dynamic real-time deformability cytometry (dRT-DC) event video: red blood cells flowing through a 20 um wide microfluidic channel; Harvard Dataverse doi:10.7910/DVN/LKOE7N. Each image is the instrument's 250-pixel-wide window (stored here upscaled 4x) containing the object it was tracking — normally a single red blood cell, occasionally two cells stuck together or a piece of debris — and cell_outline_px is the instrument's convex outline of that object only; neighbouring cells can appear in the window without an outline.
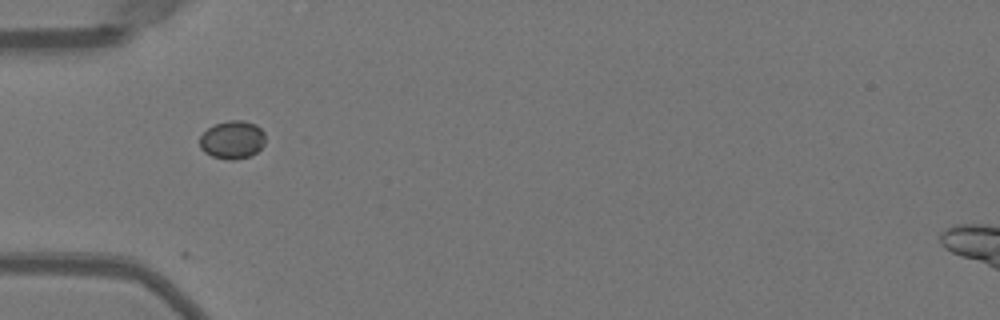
{"species": "Egyptian fruit bat (a non-hibernating species)", "species_latin": "Rousettus aegyptiacus", "temperature_condition": "warm", "stored_images_in_passage": 35, "camera_frame_rate_fps": 3000, "um_per_image_px": 0.085, "animal": {"sex": "female"}, "frame": {"image": 1, "passage_image": 1, "time_ms": 0.0, "image_size_px": [1000, 320], "cell_outline_px": [[264, 144], [256, 152], [248, 156], [232, 160], [228, 160], [212, 156], [204, 152], [200, 148], [200, 136], [208, 128], [216, 124], [228, 120], [244, 120], [256, 124], [264, 132]], "centroid_in_image_um": [19.74, 11.87], "position_along_channel_um": 65.3, "area_um2": 14.51}}
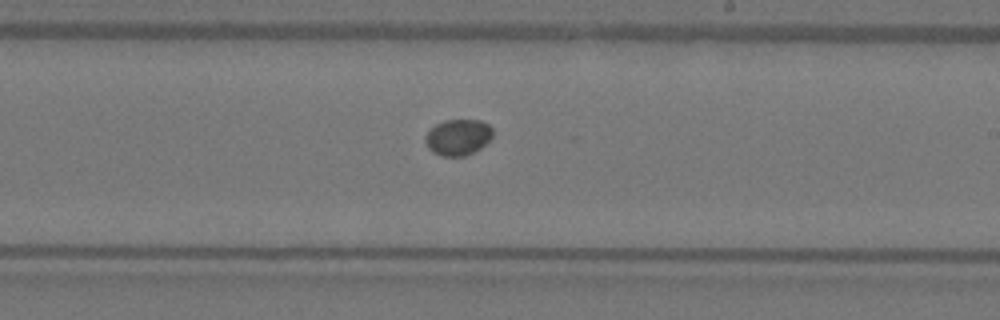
{"frame": {"image": 2, "passage_image": 15, "time_ms": 4.667, "image_size_px": [1000, 320], "cell_outline_px": [[492, 136], [480, 148], [464, 156], [440, 156], [432, 152], [428, 148], [424, 140], [424, 136], [436, 124], [444, 120], [480, 120], [488, 124], [492, 128]], "centroid_in_image_um": [38.9, 11.66], "position_along_channel_um": 250.1, "area_um2": 14.1}}
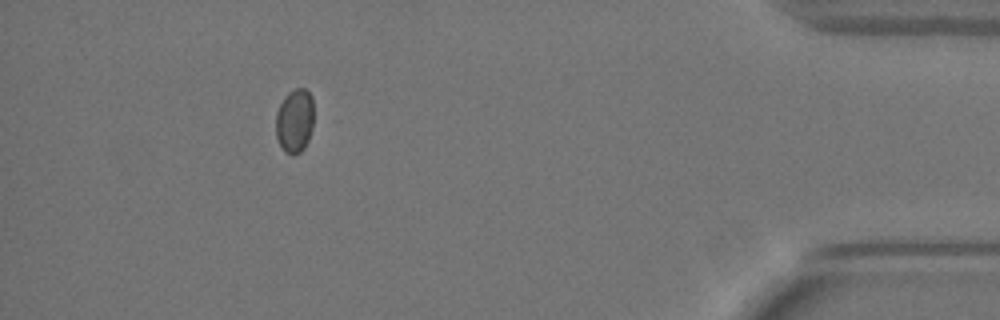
{"frame": {"image": 3, "passage_image": 31, "time_ms": 10.0, "image_size_px": [1000, 320], "cell_outline_px": [[312, 128], [308, 140], [304, 148], [300, 152], [292, 156], [284, 152], [276, 136], [276, 112], [284, 96], [288, 92], [296, 88], [304, 88], [312, 96]], "centroid_in_image_um": [25.03, 10.27], "position_along_channel_um": 410.2, "area_um2": 14.16}}